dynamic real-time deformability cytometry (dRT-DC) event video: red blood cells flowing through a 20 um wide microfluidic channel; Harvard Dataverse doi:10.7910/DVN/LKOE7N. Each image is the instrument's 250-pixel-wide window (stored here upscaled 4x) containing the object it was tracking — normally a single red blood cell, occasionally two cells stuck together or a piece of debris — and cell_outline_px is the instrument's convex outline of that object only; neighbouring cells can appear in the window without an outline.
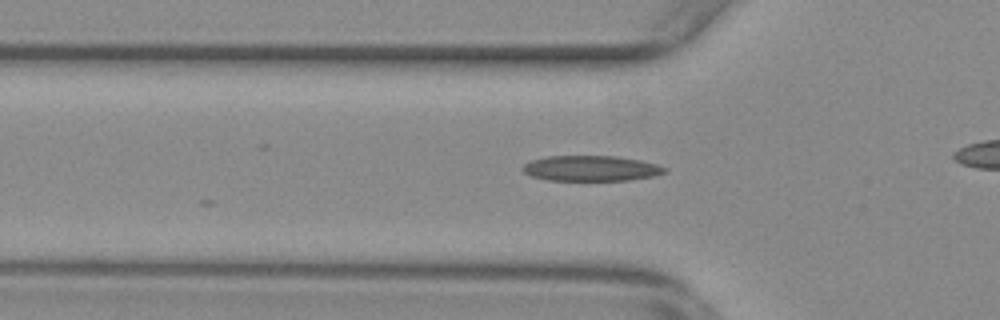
{"species": "common noctule bat (a hibernating species)", "species_latin": "Nyctalus noctula", "temperature_condition": "warm", "stored_images_in_passage": 9, "camera_frame_rate_fps": 3000, "um_per_image_px": 0.085, "animal": {"sex": "female", "body_mass_g": 29.2, "forearm_length_mm": 56.3}, "frame": {"image": 1, "passage_image": 4, "time_ms": 1.0, "image_size_px": [1000, 320], "cell_outline_px": [[668, 172], [652, 176], [628, 180], [548, 180], [532, 176], [524, 172], [520, 168], [524, 164], [532, 160], [548, 156], [612, 156], [640, 160], [656, 164], [668, 168]], "centroid_in_image_um": [50.24, 14.31], "position_along_channel_um": 75.6, "area_um2": 20.92}}
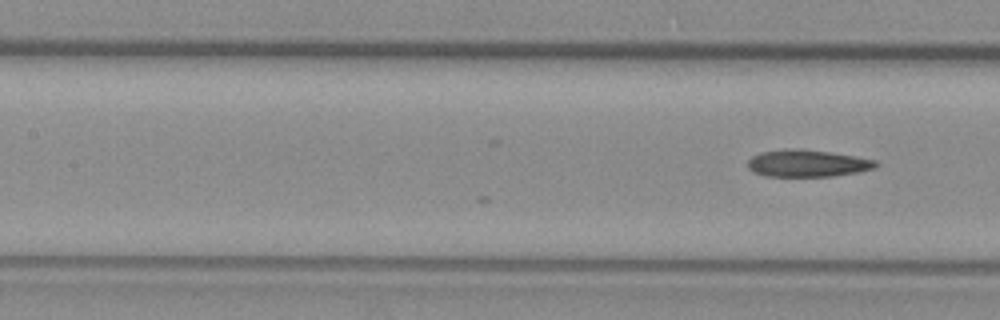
{"frame": {"image": 2, "passage_image": 9, "time_ms": 2.667, "image_size_px": [1000, 320], "cell_outline_px": [[876, 168], [856, 172], [832, 176], [764, 176], [752, 172], [748, 168], [748, 160], [752, 156], [760, 152], [788, 148], [796, 148], [832, 152], [856, 156], [876, 160]], "centroid_in_image_um": [68.59, 13.87], "position_along_channel_um": 138.8, "area_um2": 20.29}}